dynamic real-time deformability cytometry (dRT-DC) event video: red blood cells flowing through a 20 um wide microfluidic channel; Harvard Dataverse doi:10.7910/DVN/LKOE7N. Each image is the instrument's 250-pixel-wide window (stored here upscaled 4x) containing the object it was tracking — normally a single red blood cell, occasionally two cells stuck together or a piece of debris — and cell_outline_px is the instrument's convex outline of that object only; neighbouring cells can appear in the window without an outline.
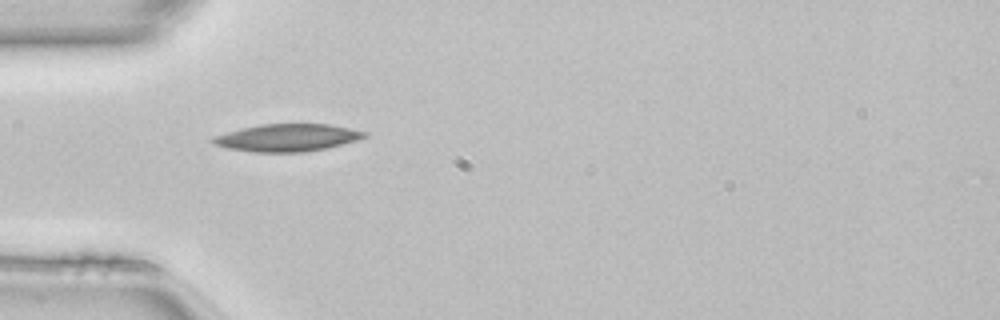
{"species": "common noctule bat (a hibernating species)", "species_latin": "Nyctalus noctula", "temperature_condition": "room temperature", "stored_images_in_passage": 35, "camera_frame_rate_fps": 3000, "um_per_image_px": 0.085, "animal": {"sex": "female", "body_mass_g": 22.7, "forearm_length_mm": 54.2}, "frame": {"image": 1, "passage_image": 1, "time_ms": 0.0, "image_size_px": [1000, 320], "cell_outline_px": [[368, 136], [356, 140], [328, 148], [304, 152], [256, 152], [228, 148], [212, 144], [208, 140], [212, 136], [260, 124], [328, 124], [368, 132]], "centroid_in_image_um": [24.4, 11.71], "position_along_channel_um": 60.6, "area_um2": 24.16}}
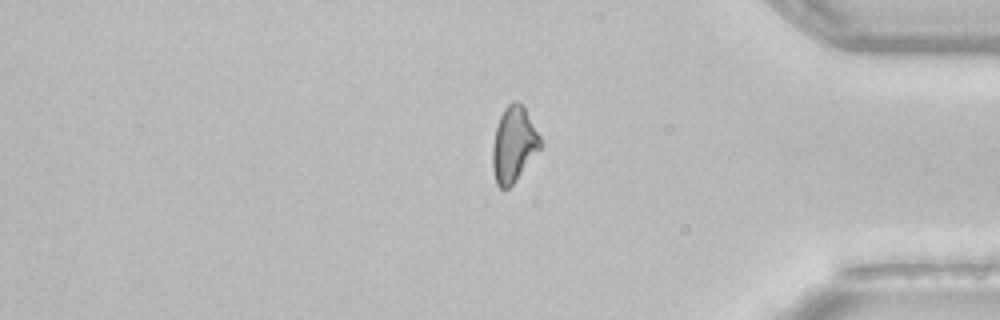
{"frame": {"image": 2, "passage_image": 27, "time_ms": 8.667, "image_size_px": [1000, 320], "cell_outline_px": [[544, 144], [516, 180], [508, 188], [500, 188], [496, 184], [492, 168], [492, 144], [496, 128], [500, 116], [504, 108], [512, 100], [516, 100], [524, 104]], "centroid_in_image_um": [43.68, 12.24], "position_along_channel_um": 391.5, "area_um2": 21.33}}
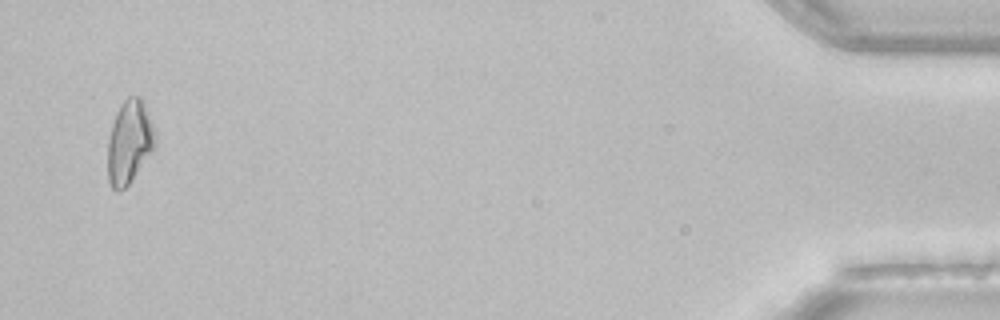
{"frame": {"image": 3, "passage_image": 34, "time_ms": 11.0, "image_size_px": [1000, 320], "cell_outline_px": [[156, 144], [132, 180], [124, 188], [116, 192], [112, 188], [108, 180], [108, 140], [112, 124], [116, 112], [124, 100], [128, 96], [140, 96], [144, 104], [156, 132]], "centroid_in_image_um": [10.99, 12.07], "position_along_channel_um": 424.2, "area_um2": 22.89}, "authors_computed_cell_mechanics": {"area_um2": 21.7906, "velocity_mm_per_s": 4.1251, "shape_relaxation_time_tau1_ms": 6.2304, "shape_relaxation_time_tau2_ms": null, "deformation_change_tau1": 0.1555, "deformation_change_tau2": null}}